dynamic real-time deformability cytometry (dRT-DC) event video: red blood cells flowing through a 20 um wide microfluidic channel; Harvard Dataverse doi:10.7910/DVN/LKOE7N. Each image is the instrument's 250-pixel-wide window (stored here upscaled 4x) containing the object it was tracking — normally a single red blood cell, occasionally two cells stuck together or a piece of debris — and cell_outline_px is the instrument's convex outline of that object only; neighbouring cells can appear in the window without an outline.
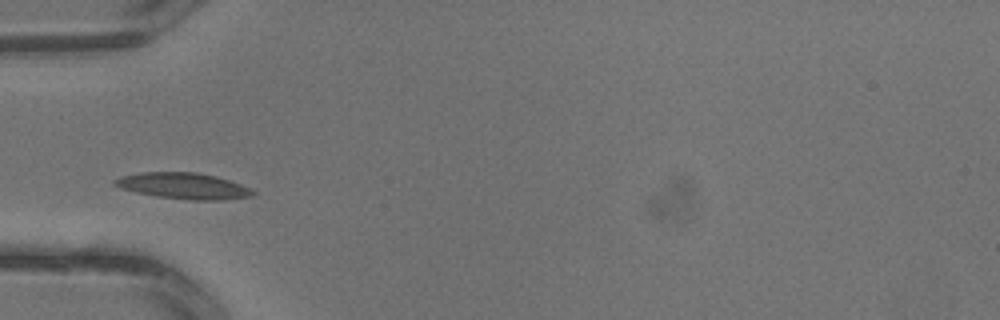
{"species": "common noctule bat (a hibernating species)", "species_latin": "Nyctalus noctula", "temperature_condition": "warm", "stored_images_in_passage": 1, "camera_frame_rate_fps": 3000, "um_per_image_px": 0.085, "animal": {"sex": "male", "body_mass_g": 13.3}, "frame": {"image": 1, "passage_image": 1, "time_ms": 0.0, "image_size_px": [1000, 320], "cell_outline_px": [[256, 192], [252, 196], [224, 200], [188, 200], [156, 196], [136, 192], [120, 188], [112, 184], [112, 180], [120, 176], [144, 172], [196, 172], [216, 176], [240, 184]], "centroid_in_image_um": [15.56, 15.8], "position_along_channel_um": 69.4, "area_um2": 21.04}}